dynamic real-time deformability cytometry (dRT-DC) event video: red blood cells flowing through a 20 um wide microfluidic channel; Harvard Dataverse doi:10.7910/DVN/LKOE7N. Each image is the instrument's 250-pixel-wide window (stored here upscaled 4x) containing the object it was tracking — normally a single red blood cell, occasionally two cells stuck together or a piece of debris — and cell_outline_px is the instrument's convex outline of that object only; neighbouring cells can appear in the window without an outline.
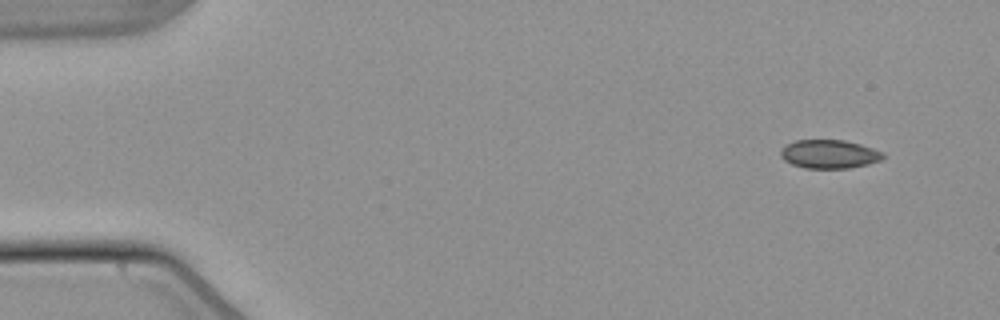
{"species": "common noctule bat (a hibernating species)", "species_latin": "Nyctalus noctula", "temperature_condition": "warm", "stored_images_in_passage": 50, "camera_frame_rate_fps": 3000, "um_per_image_px": 0.085, "animal": {"sex": "male", "body_mass_g": 21.5, "forearm_length_mm": 52.0}, "frame": {"image": 1, "passage_image": 1, "time_ms": 0.0, "image_size_px": [1000, 320], "cell_outline_px": [[884, 156], [880, 160], [868, 164], [848, 168], [804, 168], [792, 164], [784, 160], [780, 156], [780, 148], [784, 144], [796, 140], [844, 140], [860, 144], [884, 152]], "centroid_in_image_um": [70.44, 13.09], "position_along_channel_um": 14.6, "area_um2": 17.17}}
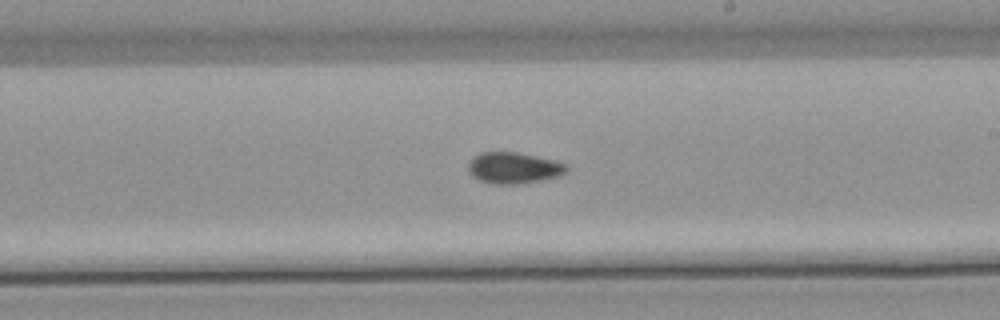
{"frame": {"image": 2, "passage_image": 28, "time_ms": 9.0, "image_size_px": [1000, 320], "cell_outline_px": [[568, 172], [560, 176], [540, 180], [516, 184], [492, 184], [480, 180], [472, 176], [468, 172], [468, 164], [480, 152], [516, 152], [556, 160], [568, 164]], "centroid_in_image_um": [43.7, 14.27], "position_along_channel_um": 245.3, "area_um2": 17.98}}
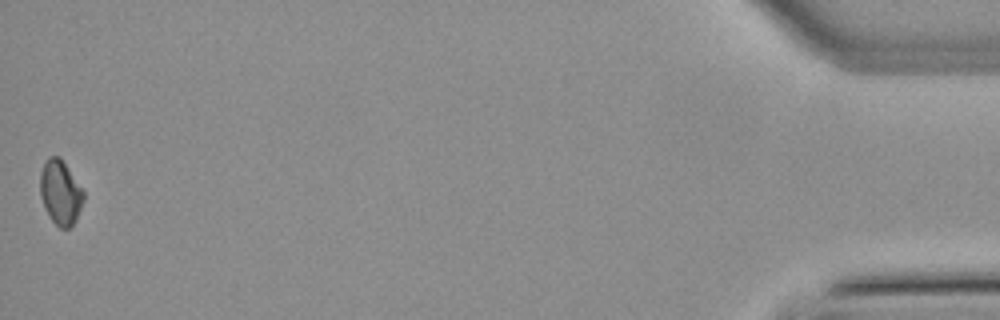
{"frame": {"image": 3, "passage_image": 50, "time_ms": 16.333, "image_size_px": [1000, 320], "cell_outline_px": [[84, 200], [76, 220], [68, 228], [60, 228], [52, 220], [44, 208], [40, 196], [40, 172], [48, 156], [60, 156], [84, 192]], "centroid_in_image_um": [5.12, 16.35], "position_along_channel_um": 430.1, "area_um2": 16.24}}